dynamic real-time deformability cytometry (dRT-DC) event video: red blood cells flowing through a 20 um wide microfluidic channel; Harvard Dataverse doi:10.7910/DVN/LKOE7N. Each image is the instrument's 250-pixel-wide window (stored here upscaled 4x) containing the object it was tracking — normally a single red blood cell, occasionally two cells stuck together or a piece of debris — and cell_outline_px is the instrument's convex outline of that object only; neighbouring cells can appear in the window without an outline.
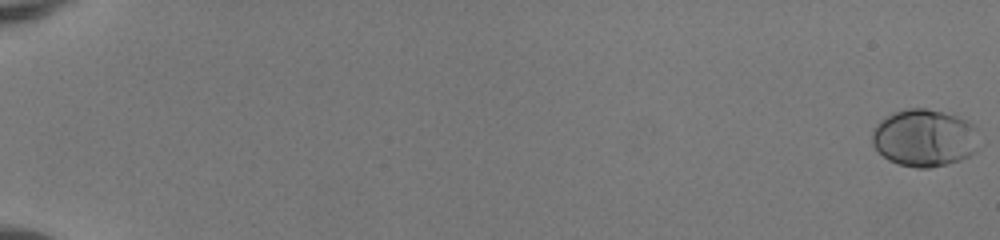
{"species": "human", "species_latin": "Homo sapiens", "temperature_condition": "room temperature", "stored_images_in_passage": 53, "camera_frame_rate_fps": 3000, "um_per_image_px": 0.085, "donor": {"sex": "female"}, "frame": {"image": 1, "passage_image": 1, "time_ms": 0.0, "image_size_px": [1000, 240], "cell_outline_px": [[976, 152], [960, 160], [948, 164], [928, 168], [916, 168], [900, 164], [888, 160], [872, 144], [872, 132], [876, 124], [884, 116], [908, 108], [924, 108], [956, 116], [968, 120], [976, 128]], "centroid_in_image_um": [78.55, 11.73], "position_along_channel_um": 6.4, "area_um2": 35.6}}
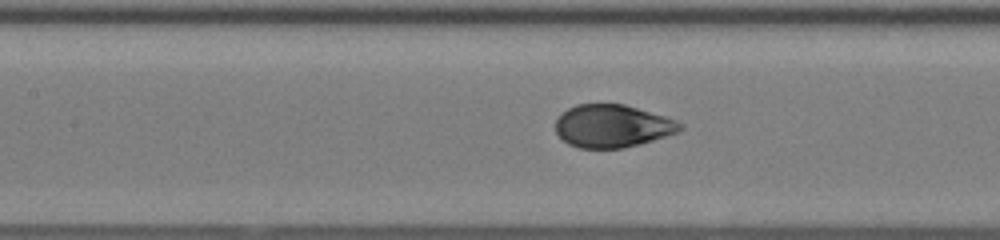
{"frame": {"image": 2, "passage_image": 28, "time_ms": 9.0, "image_size_px": [1000, 240], "cell_outline_px": [[684, 128], [680, 132], [640, 144], [624, 148], [580, 148], [568, 144], [556, 132], [556, 120], [568, 108], [576, 104], [624, 104], [664, 116], [676, 120], [684, 124]], "centroid_in_image_um": [52.09, 10.72], "position_along_channel_um": 155.3, "area_um2": 31.04}}
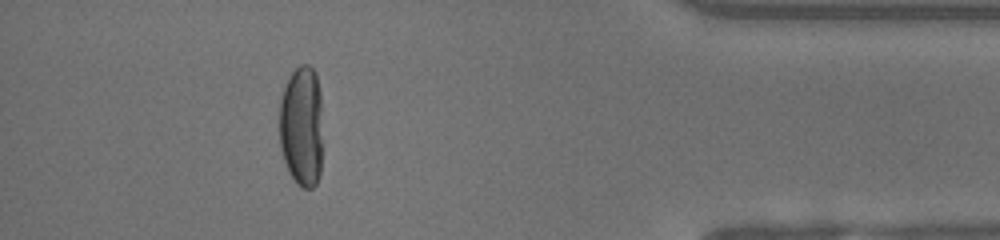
{"frame": {"image": 3, "passage_image": 49, "time_ms": 16.0, "image_size_px": [1000, 240], "cell_outline_px": [[320, 172], [316, 184], [312, 188], [304, 188], [296, 184], [288, 172], [280, 148], [280, 100], [284, 88], [292, 72], [300, 64], [308, 64], [316, 72], [320, 92]], "centroid_in_image_um": [25.62, 10.73], "position_along_channel_um": 409.6, "area_um2": 30.4}, "authors_computed_cell_mechanics": {"area_um2": 33.1772, "velocity_mm_per_s": 4.1234, "shape_relaxation_time_tau1_ms": 3.4006, "shape_relaxation_time_tau2_ms": null, "deformation_change_tau1": 0.2016, "deformation_change_tau2": null}}